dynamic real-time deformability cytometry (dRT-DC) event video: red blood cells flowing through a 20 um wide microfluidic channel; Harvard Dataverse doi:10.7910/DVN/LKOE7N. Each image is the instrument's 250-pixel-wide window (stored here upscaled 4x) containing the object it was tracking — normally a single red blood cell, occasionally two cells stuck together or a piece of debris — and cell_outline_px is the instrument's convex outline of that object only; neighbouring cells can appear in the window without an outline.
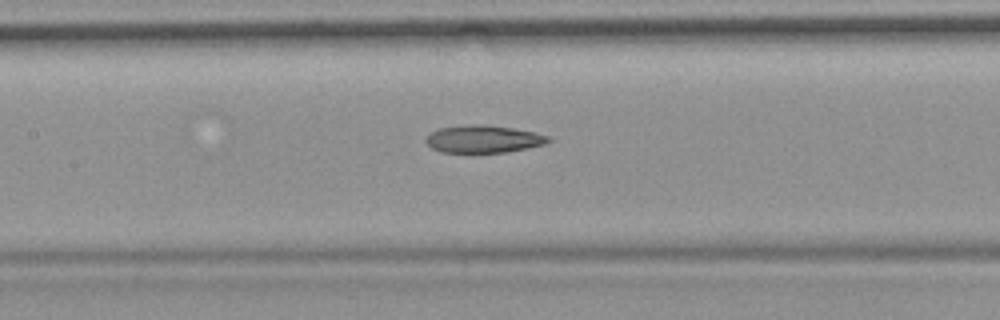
{"species": "common noctule bat (a hibernating species)", "species_latin": "Nyctalus noctula", "temperature_condition": "room temperature", "stored_images_in_passage": 8, "camera_frame_rate_fps": 3000, "um_per_image_px": 0.085, "animal": {"sex": "female", "body_mass_g": 19.9}, "frame": {"image": 1, "passage_image": 8, "time_ms": 9.333, "image_size_px": [1000, 320], "cell_outline_px": [[552, 140], [548, 144], [528, 148], [504, 152], [440, 152], [432, 148], [424, 140], [432, 132], [440, 128], [468, 124], [480, 124], [512, 128], [536, 132], [548, 136]], "centroid_in_image_um": [41.13, 11.82], "position_along_channel_um": 166.3, "area_um2": 19.59}}